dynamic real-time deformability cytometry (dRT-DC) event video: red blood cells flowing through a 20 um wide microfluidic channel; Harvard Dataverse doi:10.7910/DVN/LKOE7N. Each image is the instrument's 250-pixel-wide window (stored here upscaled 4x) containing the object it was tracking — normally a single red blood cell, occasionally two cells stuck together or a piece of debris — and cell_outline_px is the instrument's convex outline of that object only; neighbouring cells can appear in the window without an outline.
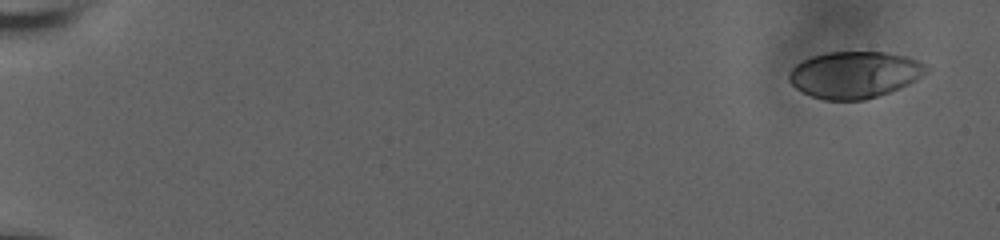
{"species": "human", "species_latin": "Homo sapiens", "temperature_condition": "room temperature", "stored_images_in_passage": 19, "camera_frame_rate_fps": 3000, "um_per_image_px": 0.085, "donor": {"sex": "male"}, "frame": {"image": 1, "passage_image": 1, "time_ms": 0.0, "image_size_px": [1000, 240], "cell_outline_px": [[932, 68], [928, 72], [916, 80], [908, 84], [888, 92], [864, 100], [824, 100], [812, 96], [796, 88], [788, 80], [788, 72], [796, 64], [812, 56], [828, 52], [884, 52], [904, 56], [916, 60]], "centroid_in_image_um": [72.64, 6.35], "position_along_channel_um": 12.4, "area_um2": 37.22}}